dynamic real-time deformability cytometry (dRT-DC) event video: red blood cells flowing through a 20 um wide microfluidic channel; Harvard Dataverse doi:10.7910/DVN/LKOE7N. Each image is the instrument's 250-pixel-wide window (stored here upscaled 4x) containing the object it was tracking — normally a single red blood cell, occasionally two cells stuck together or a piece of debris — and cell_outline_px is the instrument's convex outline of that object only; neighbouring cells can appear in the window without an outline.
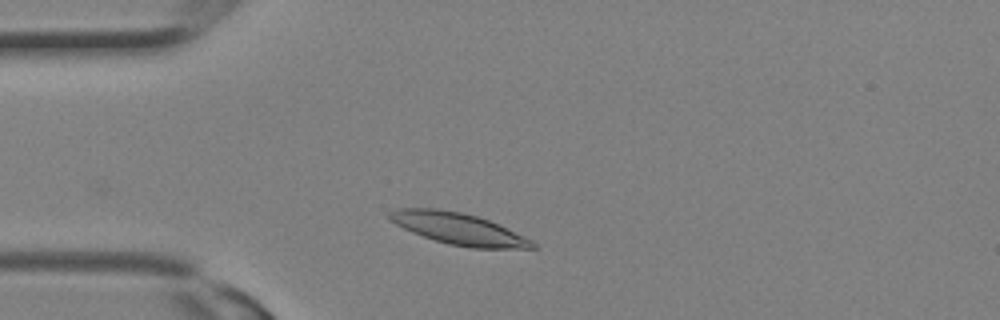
{"species": "Egyptian fruit bat (a non-hibernating species)", "species_latin": "Rousettus aegyptiacus", "temperature_condition": "room temperature", "stored_images_in_passage": 7, "camera_frame_rate_fps": 3000, "um_per_image_px": 0.085, "animal": {"sex": "female"}, "frame": {"image": 1, "passage_image": 2, "time_ms": 0.333, "image_size_px": [1000, 320], "cell_outline_px": [[540, 248], [472, 248], [448, 244], [412, 232], [388, 220], [388, 212], [396, 208], [440, 208], [460, 212], [476, 216], [488, 220], [532, 240]], "centroid_in_image_um": [38.94, 19.43], "position_along_channel_um": 46.1, "area_um2": 26.13}}
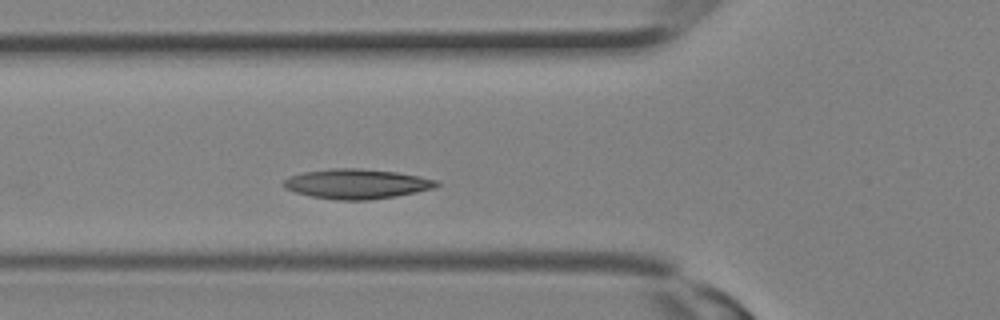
{"frame": {"image": 2, "passage_image": 5, "time_ms": 1.333, "image_size_px": [1000, 320], "cell_outline_px": [[440, 184], [432, 188], [416, 192], [396, 196], [368, 200], [336, 200], [312, 196], [296, 192], [284, 188], [284, 180], [288, 176], [304, 172], [332, 168], [360, 168], [396, 172], [420, 176], [436, 180]], "centroid_in_image_um": [30.31, 15.62], "position_along_channel_um": 95.5, "area_um2": 26.41}}
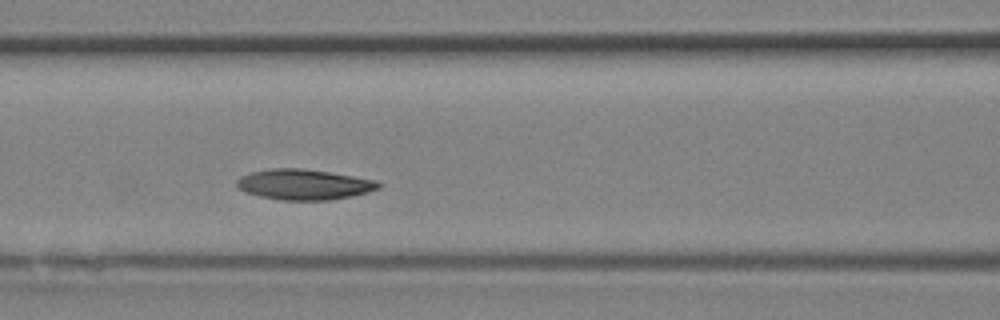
{"frame": {"image": 3, "passage_image": 7, "time_ms": 2.0, "image_size_px": [1000, 320], "cell_outline_px": [[380, 188], [368, 192], [352, 196], [332, 200], [280, 200], [260, 196], [244, 192], [236, 184], [236, 180], [240, 176], [248, 172], [268, 168], [300, 168], [328, 172], [376, 180], [380, 184]], "centroid_in_image_um": [25.8, 15.68], "position_along_channel_um": 140.8, "area_um2": 25.26}}